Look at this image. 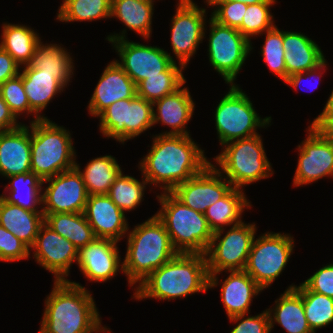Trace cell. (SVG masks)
<instances>
[{
  "instance_id": "obj_1",
  "label": "cell",
  "mask_w": 333,
  "mask_h": 333,
  "mask_svg": "<svg viewBox=\"0 0 333 333\" xmlns=\"http://www.w3.org/2000/svg\"><path fill=\"white\" fill-rule=\"evenodd\" d=\"M148 154L138 164L148 184L171 192L200 174L211 162L191 135H153Z\"/></svg>"
},
{
  "instance_id": "obj_2",
  "label": "cell",
  "mask_w": 333,
  "mask_h": 333,
  "mask_svg": "<svg viewBox=\"0 0 333 333\" xmlns=\"http://www.w3.org/2000/svg\"><path fill=\"white\" fill-rule=\"evenodd\" d=\"M38 333H97L104 326L89 290L74 281H54Z\"/></svg>"
},
{
  "instance_id": "obj_3",
  "label": "cell",
  "mask_w": 333,
  "mask_h": 333,
  "mask_svg": "<svg viewBox=\"0 0 333 333\" xmlns=\"http://www.w3.org/2000/svg\"><path fill=\"white\" fill-rule=\"evenodd\" d=\"M209 289V273L205 254L178 253L175 257L155 269L137 287L136 300H174L206 292Z\"/></svg>"
},
{
  "instance_id": "obj_4",
  "label": "cell",
  "mask_w": 333,
  "mask_h": 333,
  "mask_svg": "<svg viewBox=\"0 0 333 333\" xmlns=\"http://www.w3.org/2000/svg\"><path fill=\"white\" fill-rule=\"evenodd\" d=\"M123 273L128 285L137 287L155 269L167 263L178 252L172 245L163 223L154 214L127 233Z\"/></svg>"
},
{
  "instance_id": "obj_5",
  "label": "cell",
  "mask_w": 333,
  "mask_h": 333,
  "mask_svg": "<svg viewBox=\"0 0 333 333\" xmlns=\"http://www.w3.org/2000/svg\"><path fill=\"white\" fill-rule=\"evenodd\" d=\"M156 196L161 208L155 215L166 228L175 250L178 253L205 254L213 231L204 214L184 205L171 192Z\"/></svg>"
},
{
  "instance_id": "obj_6",
  "label": "cell",
  "mask_w": 333,
  "mask_h": 333,
  "mask_svg": "<svg viewBox=\"0 0 333 333\" xmlns=\"http://www.w3.org/2000/svg\"><path fill=\"white\" fill-rule=\"evenodd\" d=\"M71 135L50 119L31 122V171L44 180L74 168L76 150Z\"/></svg>"
},
{
  "instance_id": "obj_7",
  "label": "cell",
  "mask_w": 333,
  "mask_h": 333,
  "mask_svg": "<svg viewBox=\"0 0 333 333\" xmlns=\"http://www.w3.org/2000/svg\"><path fill=\"white\" fill-rule=\"evenodd\" d=\"M262 135L256 134L228 142L211 164L231 183L234 188L266 179L274 174L263 146ZM225 174V175H224Z\"/></svg>"
},
{
  "instance_id": "obj_8",
  "label": "cell",
  "mask_w": 333,
  "mask_h": 333,
  "mask_svg": "<svg viewBox=\"0 0 333 333\" xmlns=\"http://www.w3.org/2000/svg\"><path fill=\"white\" fill-rule=\"evenodd\" d=\"M226 228L213 232L205 257L209 273V289L219 284L218 275L228 271H242L256 236L255 223L234 225L224 234ZM222 236V237H221Z\"/></svg>"
},
{
  "instance_id": "obj_9",
  "label": "cell",
  "mask_w": 333,
  "mask_h": 333,
  "mask_svg": "<svg viewBox=\"0 0 333 333\" xmlns=\"http://www.w3.org/2000/svg\"><path fill=\"white\" fill-rule=\"evenodd\" d=\"M229 90L215 109V127L222 146L228 142L259 134L258 128L271 126V116L261 118L245 91L237 84Z\"/></svg>"
},
{
  "instance_id": "obj_10",
  "label": "cell",
  "mask_w": 333,
  "mask_h": 333,
  "mask_svg": "<svg viewBox=\"0 0 333 333\" xmlns=\"http://www.w3.org/2000/svg\"><path fill=\"white\" fill-rule=\"evenodd\" d=\"M294 237L291 234L265 232L254 238L244 268L264 290L278 279L287 266L294 251Z\"/></svg>"
},
{
  "instance_id": "obj_11",
  "label": "cell",
  "mask_w": 333,
  "mask_h": 333,
  "mask_svg": "<svg viewBox=\"0 0 333 333\" xmlns=\"http://www.w3.org/2000/svg\"><path fill=\"white\" fill-rule=\"evenodd\" d=\"M208 58L210 65L218 72L228 85H236L237 75L245 64L252 42L238 29L222 25L209 17Z\"/></svg>"
},
{
  "instance_id": "obj_12",
  "label": "cell",
  "mask_w": 333,
  "mask_h": 333,
  "mask_svg": "<svg viewBox=\"0 0 333 333\" xmlns=\"http://www.w3.org/2000/svg\"><path fill=\"white\" fill-rule=\"evenodd\" d=\"M176 12L171 18L170 44L173 56L185 68L206 38L207 13L194 0H178Z\"/></svg>"
},
{
  "instance_id": "obj_13",
  "label": "cell",
  "mask_w": 333,
  "mask_h": 333,
  "mask_svg": "<svg viewBox=\"0 0 333 333\" xmlns=\"http://www.w3.org/2000/svg\"><path fill=\"white\" fill-rule=\"evenodd\" d=\"M307 138L298 144V163L293 186L301 187L324 177L333 178V140L321 129L309 125Z\"/></svg>"
},
{
  "instance_id": "obj_14",
  "label": "cell",
  "mask_w": 333,
  "mask_h": 333,
  "mask_svg": "<svg viewBox=\"0 0 333 333\" xmlns=\"http://www.w3.org/2000/svg\"><path fill=\"white\" fill-rule=\"evenodd\" d=\"M120 60L116 62L137 86L150 76H162L173 62H177L163 48L140 44L128 39L111 42Z\"/></svg>"
},
{
  "instance_id": "obj_15",
  "label": "cell",
  "mask_w": 333,
  "mask_h": 333,
  "mask_svg": "<svg viewBox=\"0 0 333 333\" xmlns=\"http://www.w3.org/2000/svg\"><path fill=\"white\" fill-rule=\"evenodd\" d=\"M43 214L83 213L88 193L81 173L76 167L43 180Z\"/></svg>"
},
{
  "instance_id": "obj_16",
  "label": "cell",
  "mask_w": 333,
  "mask_h": 333,
  "mask_svg": "<svg viewBox=\"0 0 333 333\" xmlns=\"http://www.w3.org/2000/svg\"><path fill=\"white\" fill-rule=\"evenodd\" d=\"M33 258L54 275V281H68L72 263L78 261V249L66 238L56 233L45 222L41 225L34 244Z\"/></svg>"
},
{
  "instance_id": "obj_17",
  "label": "cell",
  "mask_w": 333,
  "mask_h": 333,
  "mask_svg": "<svg viewBox=\"0 0 333 333\" xmlns=\"http://www.w3.org/2000/svg\"><path fill=\"white\" fill-rule=\"evenodd\" d=\"M233 186L211 163L198 175L177 185L171 193L189 208L205 213Z\"/></svg>"
},
{
  "instance_id": "obj_18",
  "label": "cell",
  "mask_w": 333,
  "mask_h": 333,
  "mask_svg": "<svg viewBox=\"0 0 333 333\" xmlns=\"http://www.w3.org/2000/svg\"><path fill=\"white\" fill-rule=\"evenodd\" d=\"M116 241L96 238L78 251L77 265L90 281L107 282L123 272V262ZM120 269V271H119Z\"/></svg>"
},
{
  "instance_id": "obj_19",
  "label": "cell",
  "mask_w": 333,
  "mask_h": 333,
  "mask_svg": "<svg viewBox=\"0 0 333 333\" xmlns=\"http://www.w3.org/2000/svg\"><path fill=\"white\" fill-rule=\"evenodd\" d=\"M83 213L96 238L119 242L129 231L125 213L107 194L88 195Z\"/></svg>"
},
{
  "instance_id": "obj_20",
  "label": "cell",
  "mask_w": 333,
  "mask_h": 333,
  "mask_svg": "<svg viewBox=\"0 0 333 333\" xmlns=\"http://www.w3.org/2000/svg\"><path fill=\"white\" fill-rule=\"evenodd\" d=\"M136 94L134 81L114 59L107 64L100 76L90 101H88V112L90 116L98 118L114 102L133 98Z\"/></svg>"
},
{
  "instance_id": "obj_21",
  "label": "cell",
  "mask_w": 333,
  "mask_h": 333,
  "mask_svg": "<svg viewBox=\"0 0 333 333\" xmlns=\"http://www.w3.org/2000/svg\"><path fill=\"white\" fill-rule=\"evenodd\" d=\"M184 85L153 102V126L161 123L171 128L159 135H191L187 124L194 115L195 103L188 87Z\"/></svg>"
},
{
  "instance_id": "obj_22",
  "label": "cell",
  "mask_w": 333,
  "mask_h": 333,
  "mask_svg": "<svg viewBox=\"0 0 333 333\" xmlns=\"http://www.w3.org/2000/svg\"><path fill=\"white\" fill-rule=\"evenodd\" d=\"M21 69L22 81L31 111L40 120L49 119L44 114L41 115V112L56 95L70 85L74 73H41L39 69Z\"/></svg>"
},
{
  "instance_id": "obj_23",
  "label": "cell",
  "mask_w": 333,
  "mask_h": 333,
  "mask_svg": "<svg viewBox=\"0 0 333 333\" xmlns=\"http://www.w3.org/2000/svg\"><path fill=\"white\" fill-rule=\"evenodd\" d=\"M31 171V122L0 132V175L8 178Z\"/></svg>"
},
{
  "instance_id": "obj_24",
  "label": "cell",
  "mask_w": 333,
  "mask_h": 333,
  "mask_svg": "<svg viewBox=\"0 0 333 333\" xmlns=\"http://www.w3.org/2000/svg\"><path fill=\"white\" fill-rule=\"evenodd\" d=\"M155 0H112L111 18H117L126 27L119 34L111 33L107 41L127 39V31H135L145 40L152 37V17L154 14Z\"/></svg>"
},
{
  "instance_id": "obj_25",
  "label": "cell",
  "mask_w": 333,
  "mask_h": 333,
  "mask_svg": "<svg viewBox=\"0 0 333 333\" xmlns=\"http://www.w3.org/2000/svg\"><path fill=\"white\" fill-rule=\"evenodd\" d=\"M227 278L221 285L220 297L227 317L250 314L253 298L264 291L244 270L228 271Z\"/></svg>"
},
{
  "instance_id": "obj_26",
  "label": "cell",
  "mask_w": 333,
  "mask_h": 333,
  "mask_svg": "<svg viewBox=\"0 0 333 333\" xmlns=\"http://www.w3.org/2000/svg\"><path fill=\"white\" fill-rule=\"evenodd\" d=\"M287 77L316 68L325 60L321 47L303 33L283 31Z\"/></svg>"
},
{
  "instance_id": "obj_27",
  "label": "cell",
  "mask_w": 333,
  "mask_h": 333,
  "mask_svg": "<svg viewBox=\"0 0 333 333\" xmlns=\"http://www.w3.org/2000/svg\"><path fill=\"white\" fill-rule=\"evenodd\" d=\"M294 286H288L275 300V306L267 309L271 330L278 323L287 333H314L305 316L302 295Z\"/></svg>"
},
{
  "instance_id": "obj_28",
  "label": "cell",
  "mask_w": 333,
  "mask_h": 333,
  "mask_svg": "<svg viewBox=\"0 0 333 333\" xmlns=\"http://www.w3.org/2000/svg\"><path fill=\"white\" fill-rule=\"evenodd\" d=\"M43 223V211L23 209L20 206L6 202L0 196V225L13 233L29 249L34 244Z\"/></svg>"
},
{
  "instance_id": "obj_29",
  "label": "cell",
  "mask_w": 333,
  "mask_h": 333,
  "mask_svg": "<svg viewBox=\"0 0 333 333\" xmlns=\"http://www.w3.org/2000/svg\"><path fill=\"white\" fill-rule=\"evenodd\" d=\"M243 190L233 187L224 197L206 209L204 216L213 232L224 229V226L231 227L243 222L242 213L252 206Z\"/></svg>"
},
{
  "instance_id": "obj_30",
  "label": "cell",
  "mask_w": 333,
  "mask_h": 333,
  "mask_svg": "<svg viewBox=\"0 0 333 333\" xmlns=\"http://www.w3.org/2000/svg\"><path fill=\"white\" fill-rule=\"evenodd\" d=\"M6 179L9 180V184L5 186V193L0 195L6 202L29 211H42L44 184L38 175L33 172L21 173Z\"/></svg>"
},
{
  "instance_id": "obj_31",
  "label": "cell",
  "mask_w": 333,
  "mask_h": 333,
  "mask_svg": "<svg viewBox=\"0 0 333 333\" xmlns=\"http://www.w3.org/2000/svg\"><path fill=\"white\" fill-rule=\"evenodd\" d=\"M39 40V33L34 28L9 22L2 24L0 46L20 67L28 64Z\"/></svg>"
},
{
  "instance_id": "obj_32",
  "label": "cell",
  "mask_w": 333,
  "mask_h": 333,
  "mask_svg": "<svg viewBox=\"0 0 333 333\" xmlns=\"http://www.w3.org/2000/svg\"><path fill=\"white\" fill-rule=\"evenodd\" d=\"M76 162L75 167L81 173L88 195L107 194L115 178L122 171L112 155L91 159L83 170Z\"/></svg>"
},
{
  "instance_id": "obj_33",
  "label": "cell",
  "mask_w": 333,
  "mask_h": 333,
  "mask_svg": "<svg viewBox=\"0 0 333 333\" xmlns=\"http://www.w3.org/2000/svg\"><path fill=\"white\" fill-rule=\"evenodd\" d=\"M44 222L56 233L68 239L78 250L96 239L84 213L44 214Z\"/></svg>"
},
{
  "instance_id": "obj_34",
  "label": "cell",
  "mask_w": 333,
  "mask_h": 333,
  "mask_svg": "<svg viewBox=\"0 0 333 333\" xmlns=\"http://www.w3.org/2000/svg\"><path fill=\"white\" fill-rule=\"evenodd\" d=\"M73 61L66 48L56 43L44 44L40 38L30 61L21 68L39 69L41 73H73Z\"/></svg>"
},
{
  "instance_id": "obj_35",
  "label": "cell",
  "mask_w": 333,
  "mask_h": 333,
  "mask_svg": "<svg viewBox=\"0 0 333 333\" xmlns=\"http://www.w3.org/2000/svg\"><path fill=\"white\" fill-rule=\"evenodd\" d=\"M185 67L178 62H173L162 76H150L141 81L137 86V95L154 102L162 97L174 93L179 89L186 79L183 75Z\"/></svg>"
},
{
  "instance_id": "obj_36",
  "label": "cell",
  "mask_w": 333,
  "mask_h": 333,
  "mask_svg": "<svg viewBox=\"0 0 333 333\" xmlns=\"http://www.w3.org/2000/svg\"><path fill=\"white\" fill-rule=\"evenodd\" d=\"M112 0H64L56 19L60 22H91L111 18Z\"/></svg>"
},
{
  "instance_id": "obj_37",
  "label": "cell",
  "mask_w": 333,
  "mask_h": 333,
  "mask_svg": "<svg viewBox=\"0 0 333 333\" xmlns=\"http://www.w3.org/2000/svg\"><path fill=\"white\" fill-rule=\"evenodd\" d=\"M294 288L302 295L305 316L314 333L333 323L332 297L310 291L303 283Z\"/></svg>"
},
{
  "instance_id": "obj_38",
  "label": "cell",
  "mask_w": 333,
  "mask_h": 333,
  "mask_svg": "<svg viewBox=\"0 0 333 333\" xmlns=\"http://www.w3.org/2000/svg\"><path fill=\"white\" fill-rule=\"evenodd\" d=\"M147 185L148 182L144 177L142 181H139L133 176L124 175V172L121 171L107 195L124 213L130 212L135 210L137 206L139 207L144 200Z\"/></svg>"
},
{
  "instance_id": "obj_39",
  "label": "cell",
  "mask_w": 333,
  "mask_h": 333,
  "mask_svg": "<svg viewBox=\"0 0 333 333\" xmlns=\"http://www.w3.org/2000/svg\"><path fill=\"white\" fill-rule=\"evenodd\" d=\"M125 141L134 139L153 127V103L138 96L126 99Z\"/></svg>"
},
{
  "instance_id": "obj_40",
  "label": "cell",
  "mask_w": 333,
  "mask_h": 333,
  "mask_svg": "<svg viewBox=\"0 0 333 333\" xmlns=\"http://www.w3.org/2000/svg\"><path fill=\"white\" fill-rule=\"evenodd\" d=\"M263 34L266 36L260 49V55L270 72L284 82L287 79V70L284 59L283 30L278 29V26L275 25Z\"/></svg>"
},
{
  "instance_id": "obj_41",
  "label": "cell",
  "mask_w": 333,
  "mask_h": 333,
  "mask_svg": "<svg viewBox=\"0 0 333 333\" xmlns=\"http://www.w3.org/2000/svg\"><path fill=\"white\" fill-rule=\"evenodd\" d=\"M277 2H261L258 4L247 5L243 22L238 31L249 41L257 35H263L267 30L275 26L274 17L270 12Z\"/></svg>"
},
{
  "instance_id": "obj_42",
  "label": "cell",
  "mask_w": 333,
  "mask_h": 333,
  "mask_svg": "<svg viewBox=\"0 0 333 333\" xmlns=\"http://www.w3.org/2000/svg\"><path fill=\"white\" fill-rule=\"evenodd\" d=\"M0 95L17 119L20 118V115L26 113L27 115H32L33 119L30 122L40 120L29 106L21 72L17 76L8 79L5 83L0 84Z\"/></svg>"
},
{
  "instance_id": "obj_43",
  "label": "cell",
  "mask_w": 333,
  "mask_h": 333,
  "mask_svg": "<svg viewBox=\"0 0 333 333\" xmlns=\"http://www.w3.org/2000/svg\"><path fill=\"white\" fill-rule=\"evenodd\" d=\"M125 114L126 99H121L108 106L99 117L100 133L105 137L112 138L123 145L125 143Z\"/></svg>"
},
{
  "instance_id": "obj_44",
  "label": "cell",
  "mask_w": 333,
  "mask_h": 333,
  "mask_svg": "<svg viewBox=\"0 0 333 333\" xmlns=\"http://www.w3.org/2000/svg\"><path fill=\"white\" fill-rule=\"evenodd\" d=\"M204 3L214 8L210 16L218 23L234 29L240 28L247 4L241 2H207V0Z\"/></svg>"
},
{
  "instance_id": "obj_45",
  "label": "cell",
  "mask_w": 333,
  "mask_h": 333,
  "mask_svg": "<svg viewBox=\"0 0 333 333\" xmlns=\"http://www.w3.org/2000/svg\"><path fill=\"white\" fill-rule=\"evenodd\" d=\"M30 249L13 233L0 225V261L14 262L29 259Z\"/></svg>"
},
{
  "instance_id": "obj_46",
  "label": "cell",
  "mask_w": 333,
  "mask_h": 333,
  "mask_svg": "<svg viewBox=\"0 0 333 333\" xmlns=\"http://www.w3.org/2000/svg\"><path fill=\"white\" fill-rule=\"evenodd\" d=\"M248 316V317H246ZM230 322L236 324V326L230 331V333H270L271 323L269 313L264 310L262 313L249 316L248 314H240L228 317ZM238 323V324H237Z\"/></svg>"
},
{
  "instance_id": "obj_47",
  "label": "cell",
  "mask_w": 333,
  "mask_h": 333,
  "mask_svg": "<svg viewBox=\"0 0 333 333\" xmlns=\"http://www.w3.org/2000/svg\"><path fill=\"white\" fill-rule=\"evenodd\" d=\"M302 283L310 291L333 298V262L319 268Z\"/></svg>"
},
{
  "instance_id": "obj_48",
  "label": "cell",
  "mask_w": 333,
  "mask_h": 333,
  "mask_svg": "<svg viewBox=\"0 0 333 333\" xmlns=\"http://www.w3.org/2000/svg\"><path fill=\"white\" fill-rule=\"evenodd\" d=\"M326 65H328V64L325 59L321 64H319L314 69H311V70H308L305 72H301V73H294V74L288 76L287 79L284 81V83L288 84L290 87L297 90V89H299V86L301 85V83L304 82L305 80L309 79V81H310V79L312 80V79L316 78L317 81H319L318 79L322 78V74L324 72H326V70H327ZM315 87H313V89H317L318 86L316 85Z\"/></svg>"
},
{
  "instance_id": "obj_49",
  "label": "cell",
  "mask_w": 333,
  "mask_h": 333,
  "mask_svg": "<svg viewBox=\"0 0 333 333\" xmlns=\"http://www.w3.org/2000/svg\"><path fill=\"white\" fill-rule=\"evenodd\" d=\"M21 67L15 60L0 46V84L8 79L17 76Z\"/></svg>"
},
{
  "instance_id": "obj_50",
  "label": "cell",
  "mask_w": 333,
  "mask_h": 333,
  "mask_svg": "<svg viewBox=\"0 0 333 333\" xmlns=\"http://www.w3.org/2000/svg\"><path fill=\"white\" fill-rule=\"evenodd\" d=\"M11 112L9 106L0 95V132L10 131L20 127L23 123Z\"/></svg>"
},
{
  "instance_id": "obj_51",
  "label": "cell",
  "mask_w": 333,
  "mask_h": 333,
  "mask_svg": "<svg viewBox=\"0 0 333 333\" xmlns=\"http://www.w3.org/2000/svg\"><path fill=\"white\" fill-rule=\"evenodd\" d=\"M333 117V90L326 101L323 111L310 123L315 128L321 129Z\"/></svg>"
},
{
  "instance_id": "obj_52",
  "label": "cell",
  "mask_w": 333,
  "mask_h": 333,
  "mask_svg": "<svg viewBox=\"0 0 333 333\" xmlns=\"http://www.w3.org/2000/svg\"><path fill=\"white\" fill-rule=\"evenodd\" d=\"M277 0H207V2H241L247 5L258 4L261 2H276Z\"/></svg>"
},
{
  "instance_id": "obj_53",
  "label": "cell",
  "mask_w": 333,
  "mask_h": 333,
  "mask_svg": "<svg viewBox=\"0 0 333 333\" xmlns=\"http://www.w3.org/2000/svg\"><path fill=\"white\" fill-rule=\"evenodd\" d=\"M321 130L333 140V117L321 128Z\"/></svg>"
},
{
  "instance_id": "obj_54",
  "label": "cell",
  "mask_w": 333,
  "mask_h": 333,
  "mask_svg": "<svg viewBox=\"0 0 333 333\" xmlns=\"http://www.w3.org/2000/svg\"><path fill=\"white\" fill-rule=\"evenodd\" d=\"M111 333L110 328H107V326L104 325L102 329H100L97 333Z\"/></svg>"
}]
</instances>
